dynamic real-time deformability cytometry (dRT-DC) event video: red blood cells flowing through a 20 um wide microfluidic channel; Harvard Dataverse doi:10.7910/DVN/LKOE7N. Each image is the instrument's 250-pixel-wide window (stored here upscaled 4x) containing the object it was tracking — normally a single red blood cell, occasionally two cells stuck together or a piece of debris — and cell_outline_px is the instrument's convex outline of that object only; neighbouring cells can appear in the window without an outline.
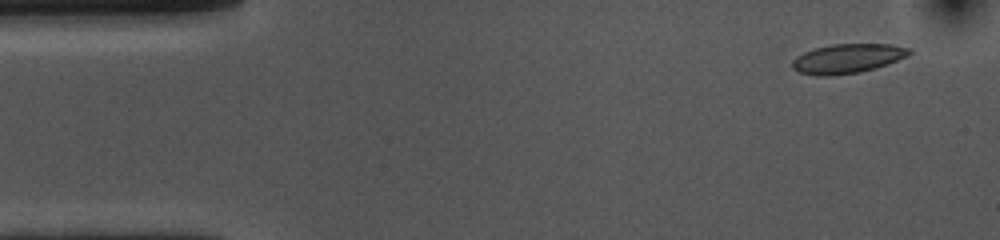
{"species": "common noctule bat (a hibernating species)", "species_latin": "Nyctalus noctula", "temperature_condition": "cold", "stored_images_in_passage": 53, "camera_frame_rate_fps": 3000, "um_per_image_px": 0.085, "animal": {"sex": "female", "body_mass_g": 10.0, "forearm_length_mm": 53.1}, "frame": {"image": 1, "passage_image": 3, "time_ms": 0.667, "image_size_px": [1000, 240], "cell_outline_px": [[912, 52], [908, 56], [888, 64], [876, 68], [860, 72], [832, 76], [816, 76], [800, 72], [792, 68], [792, 60], [796, 56], [804, 52], [816, 48], [832, 44], [892, 44], [912, 48]], "centroid_in_image_um": [72.06, 4.98], "position_along_channel_um": 12.9, "area_um2": 20.23}}
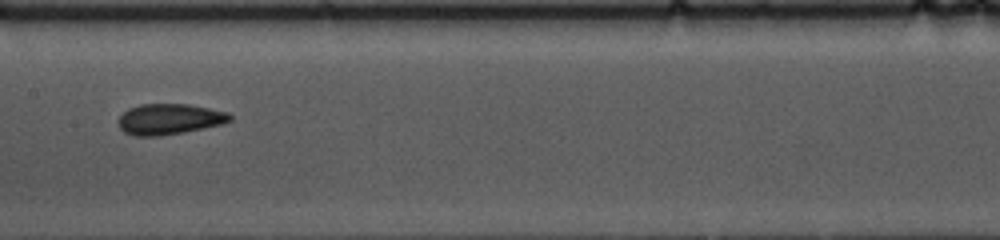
{"frame": {"image": 2, "passage_image": 25, "time_ms": 8.0, "image_size_px": [1000, 240], "cell_outline_px": [[232, 120], [224, 124], [184, 132], [160, 136], [136, 136], [124, 132], [120, 128], [120, 116], [128, 108], [140, 104], [188, 104], [228, 112], [232, 116]], "centroid_in_image_um": [14.43, 10.13], "position_along_channel_um": 193.0, "area_um2": 20.0}}
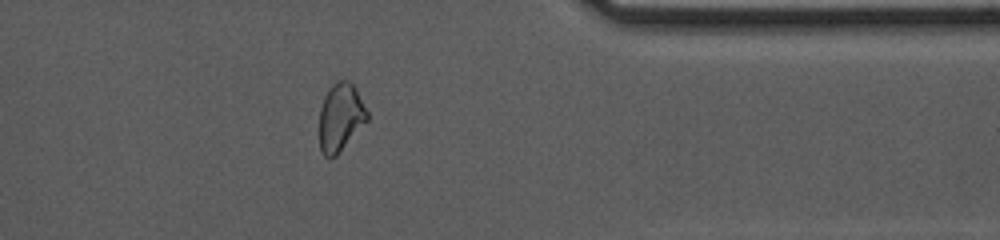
{"frame": {"image": 3, "passage_image": 42, "time_ms": 13.667, "image_size_px": [1000, 240], "cell_outline_px": [[368, 120], [336, 156], [324, 156], [320, 152], [320, 108], [324, 96], [328, 88], [336, 80], [348, 80], [356, 88], [368, 112]], "centroid_in_image_um": [28.94, 9.94], "position_along_channel_um": 382.5, "area_um2": 18.96}, "authors_computed_cell_mechanics": {"area_um2": 19.941, "velocity_mm_per_s": 3.6578, "shape_relaxation_time_tau1_ms": 3.607, "shape_relaxation_time_tau2_ms": 2.0088, "deformation_change_tau1": 0.1139, "deformation_change_tau2": 0.0821}}